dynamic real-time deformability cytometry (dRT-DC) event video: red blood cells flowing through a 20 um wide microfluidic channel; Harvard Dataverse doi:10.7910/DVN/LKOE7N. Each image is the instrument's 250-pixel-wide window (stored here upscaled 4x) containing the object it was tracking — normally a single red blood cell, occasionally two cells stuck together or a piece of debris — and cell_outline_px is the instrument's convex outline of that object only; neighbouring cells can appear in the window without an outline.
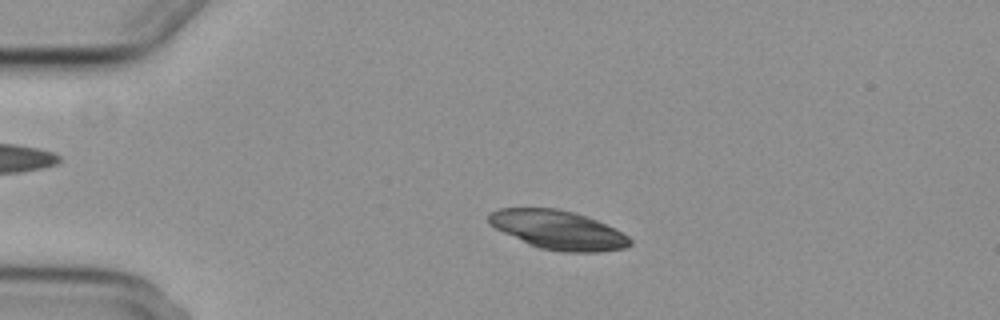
{"species": "common noctule bat (a hibernating species)", "species_latin": "Nyctalus noctula", "temperature_condition": "cold", "stored_images_in_passage": 3, "camera_frame_rate_fps": 3000, "um_per_image_px": 0.085, "animal": {"sex": "female", "body_mass_g": 29.2, "forearm_length_mm": 56.3}, "frame": {"image": 1, "passage_image": 3, "time_ms": 3.0, "image_size_px": [1000, 320], "cell_outline_px": [[632, 244], [624, 248], [600, 252], [560, 252], [540, 248], [528, 244], [488, 224], [488, 212], [500, 208], [556, 208], [572, 212], [596, 220], [616, 228], [628, 236], [632, 240]], "centroid_in_image_um": [47.44, 19.55], "position_along_channel_um": 37.6, "area_um2": 32.02}}